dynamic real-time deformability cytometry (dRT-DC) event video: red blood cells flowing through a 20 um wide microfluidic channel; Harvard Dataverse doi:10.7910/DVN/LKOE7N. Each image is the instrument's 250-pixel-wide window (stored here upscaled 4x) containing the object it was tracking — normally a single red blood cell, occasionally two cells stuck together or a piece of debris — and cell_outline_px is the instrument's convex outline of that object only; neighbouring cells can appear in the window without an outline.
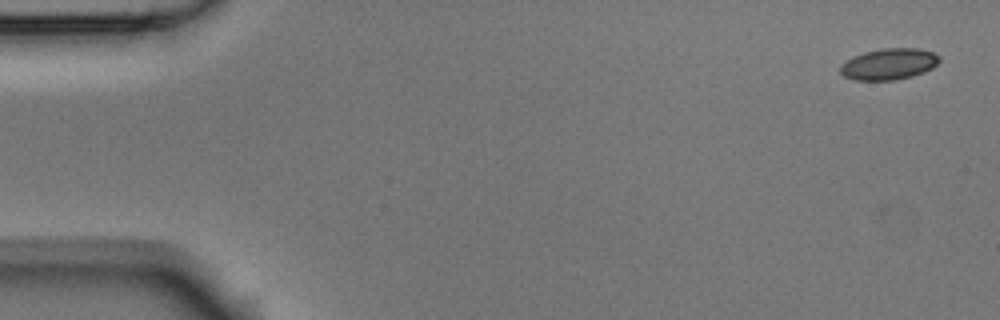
{"species": "Egyptian fruit bat (a non-hibernating species)", "species_latin": "Rousettus aegyptiacus", "temperature_condition": "room temperature", "stored_images_in_passage": 5, "camera_frame_rate_fps": 3000, "um_per_image_px": 0.085, "animal": {"sex": "male"}, "frame": {"image": 1, "passage_image": 1, "time_ms": 0.0, "image_size_px": [1000, 320], "cell_outline_px": [[940, 60], [932, 68], [924, 72], [912, 76], [896, 80], [856, 80], [844, 76], [840, 72], [840, 64], [852, 56], [864, 52], [880, 48], [916, 48], [932, 52], [940, 56]], "centroid_in_image_um": [75.54, 5.44], "position_along_channel_um": 9.5, "area_um2": 18.15}}
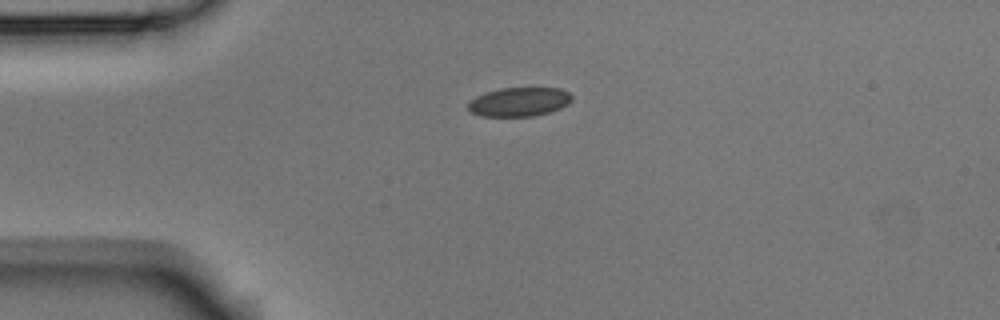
{"frame": {"image": 2, "passage_image": 4, "time_ms": 1.0, "image_size_px": [1000, 320], "cell_outline_px": [[572, 100], [568, 104], [560, 108], [548, 112], [532, 116], [480, 116], [472, 112], [468, 108], [468, 104], [476, 96], [484, 92], [500, 88], [560, 88], [568, 92], [572, 96]], "centroid_in_image_um": [44.13, 8.65], "position_along_channel_um": 40.9, "area_um2": 17.46}}